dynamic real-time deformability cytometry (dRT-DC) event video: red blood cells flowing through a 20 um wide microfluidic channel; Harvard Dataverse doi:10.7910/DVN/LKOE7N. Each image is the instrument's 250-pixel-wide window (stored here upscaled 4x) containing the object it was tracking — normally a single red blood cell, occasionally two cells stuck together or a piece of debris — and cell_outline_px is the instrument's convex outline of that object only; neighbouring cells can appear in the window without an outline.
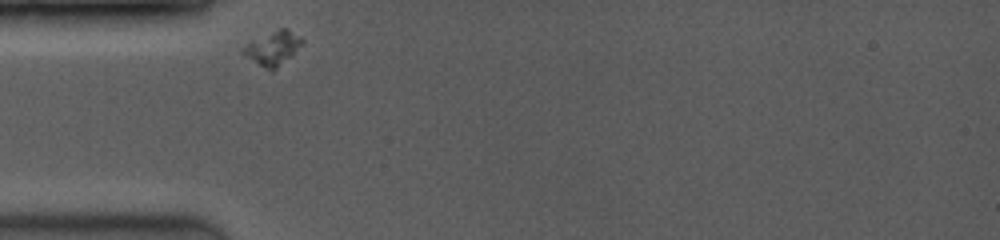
{"species": "common noctule bat (a hibernating species)", "species_latin": "Nyctalus noctula", "temperature_condition": "room temperature", "stored_images_in_passage": 27, "camera_frame_rate_fps": 3500, "um_per_image_px": 0.085, "animal": {"sex": "female", "body_mass_g": 19.0, "forearm_length_mm": 53.3}, "frame": {"image": 1, "passage_image": 1, "time_ms": 0.0, "image_size_px": [1000, 240], "cell_outline_px": [[304, 44], [276, 68], [268, 68], [260, 64], [240, 52], [240, 48], [280, 28], [288, 28], [300, 36], [304, 40]], "centroid_in_image_um": [23.26, 4.05], "position_along_channel_um": 61.7, "area_um2": 10.98}}
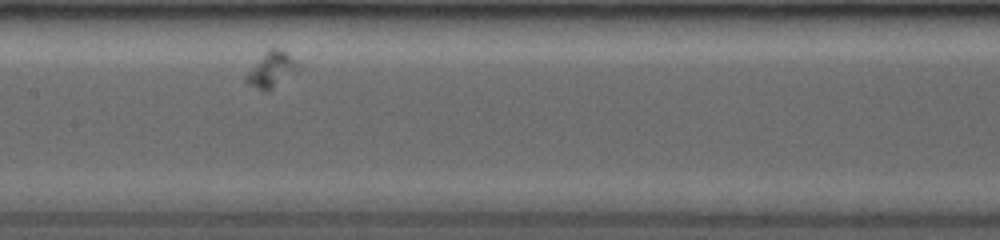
{"frame": {"image": 2, "passage_image": 16, "time_ms": 3.429, "image_size_px": [1000, 240], "cell_outline_px": [[300, 68], [296, 72], [268, 92], [264, 92], [248, 84], [244, 80], [244, 76], [264, 52], [268, 48], [280, 48], [288, 52], [300, 64]], "centroid_in_image_um": [23.09, 5.91], "position_along_channel_um": 184.3, "area_um2": 11.04}}
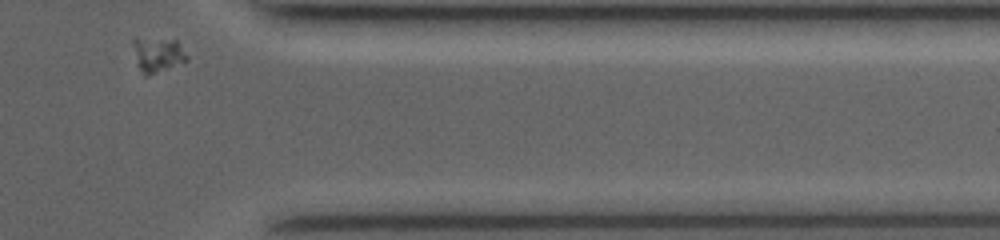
{"frame": {"image": 3, "passage_image": 27, "time_ms": 9.143, "image_size_px": [1000, 240], "cell_outline_px": [[188, 60], [184, 64], [148, 76], [144, 76], [136, 64], [132, 40], [136, 36], [176, 40], [188, 56]], "centroid_in_image_um": [13.39, 4.65], "position_along_channel_um": 398.0, "area_um2": 11.5}}